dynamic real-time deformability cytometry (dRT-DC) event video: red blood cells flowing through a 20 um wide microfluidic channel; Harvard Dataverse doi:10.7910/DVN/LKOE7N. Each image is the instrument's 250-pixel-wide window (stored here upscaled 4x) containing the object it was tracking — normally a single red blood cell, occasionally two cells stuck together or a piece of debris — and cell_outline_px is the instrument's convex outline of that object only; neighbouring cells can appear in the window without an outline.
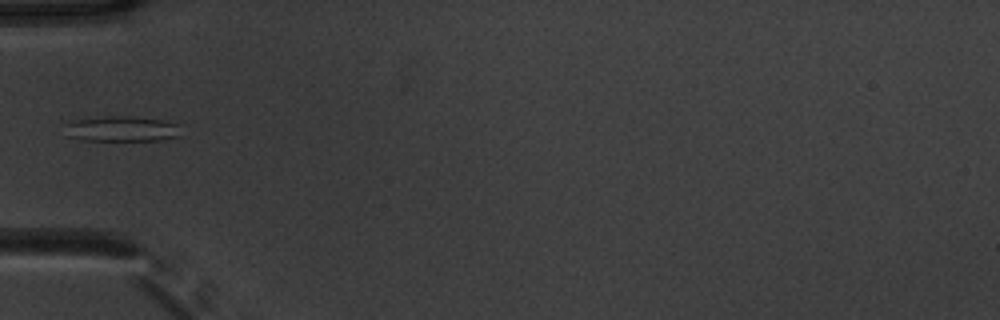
{"species": "common noctule bat (a hibernating species)", "species_latin": "Nyctalus noctula", "temperature_condition": "warm", "stored_images_in_passage": 35, "camera_frame_rate_fps": 3000, "um_per_image_px": 0.085, "animal": {"sex": "male", "body_mass_g": 20.1, "forearm_length_mm": 53.5}, "frame": {"image": 1, "passage_image": 1, "time_ms": 0.0, "image_size_px": [1000, 320], "cell_outline_px": [[180, 136], [160, 140], [80, 140], [68, 136], [64, 124], [76, 120], [104, 116], [128, 116], [168, 120], [180, 124]], "centroid_in_image_um": [10.4, 10.94], "position_along_channel_um": 74.6, "area_um2": 17.34}}
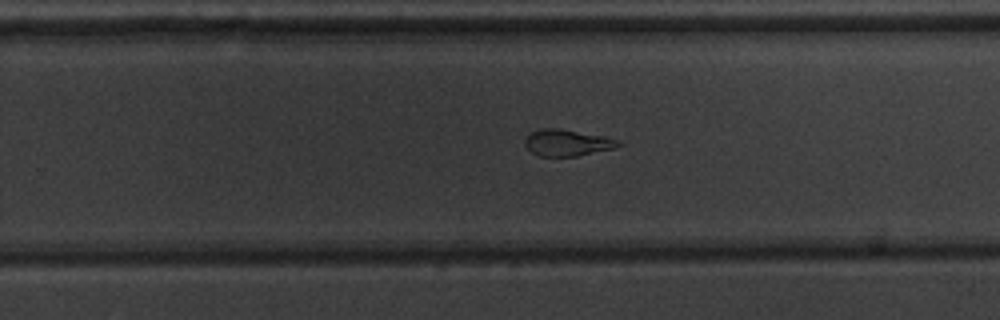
{"frame": {"image": 2, "passage_image": 17, "time_ms": 5.333, "image_size_px": [1000, 320], "cell_outline_px": [[624, 144], [616, 148], [576, 156], [540, 156], [532, 152], [524, 144], [524, 140], [532, 132], [540, 128], [560, 128], [604, 136], [620, 140]], "centroid_in_image_um": [48.26, 12.12], "position_along_channel_um": 281.5, "area_um2": 14.51}}
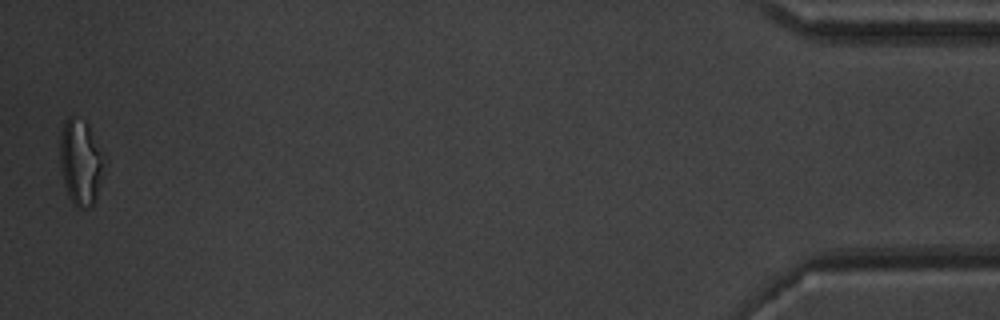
{"frame": {"image": 3, "passage_image": 35, "time_ms": 11.333, "image_size_px": [1000, 320], "cell_outline_px": [[100, 168], [96, 200], [92, 208], [76, 208], [68, 196], [64, 184], [60, 160], [60, 140], [64, 120], [68, 116], [84, 120], [88, 124], [100, 152]], "centroid_in_image_um": [6.77, 13.81], "position_along_channel_um": 428.4, "area_um2": 21.1}, "authors_computed_cell_mechanics": {"area_um2": 15.6638, "velocity_mm_per_s": 3.8699, "shape_relaxation_time_tau1_ms": 9.029, "shape_relaxation_time_tau2_ms": 2.1223, "deformation_change_tau1": 0.2416, "deformation_change_tau2": 0.1203}}